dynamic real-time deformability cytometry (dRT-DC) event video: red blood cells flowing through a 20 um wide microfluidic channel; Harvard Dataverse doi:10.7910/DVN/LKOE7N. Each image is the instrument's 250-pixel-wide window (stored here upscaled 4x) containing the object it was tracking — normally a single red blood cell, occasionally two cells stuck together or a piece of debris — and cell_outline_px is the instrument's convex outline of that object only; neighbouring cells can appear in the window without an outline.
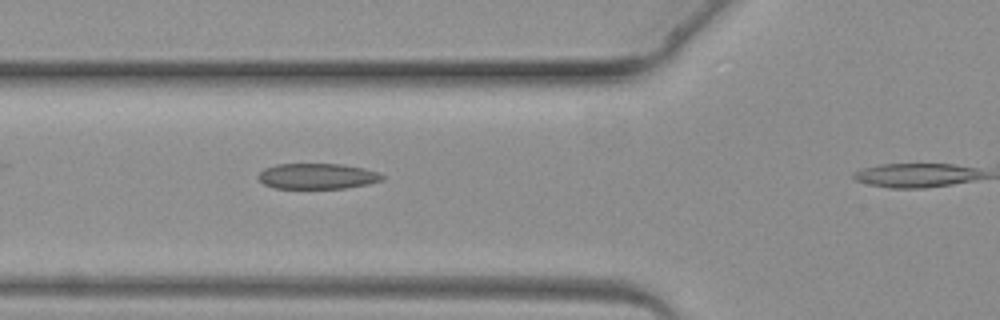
{"species": "common noctule bat (a hibernating species)", "species_latin": "Nyctalus noctula", "temperature_condition": "warm", "stored_images_in_passage": 3, "camera_frame_rate_fps": 3000, "um_per_image_px": 0.085, "animal": {"sex": "female", "body_mass_g": 19.3, "forearm_length_mm": 54.1}, "frame": {"image": 1, "passage_image": 2, "time_ms": 1.333, "image_size_px": [1000, 320], "cell_outline_px": [[384, 180], [368, 184], [344, 188], [272, 188], [264, 184], [256, 176], [264, 168], [276, 164], [340, 164], [364, 168], [376, 172], [384, 176]], "centroid_in_image_um": [26.94, 14.97], "position_along_channel_um": 98.9, "area_um2": 18.5}}